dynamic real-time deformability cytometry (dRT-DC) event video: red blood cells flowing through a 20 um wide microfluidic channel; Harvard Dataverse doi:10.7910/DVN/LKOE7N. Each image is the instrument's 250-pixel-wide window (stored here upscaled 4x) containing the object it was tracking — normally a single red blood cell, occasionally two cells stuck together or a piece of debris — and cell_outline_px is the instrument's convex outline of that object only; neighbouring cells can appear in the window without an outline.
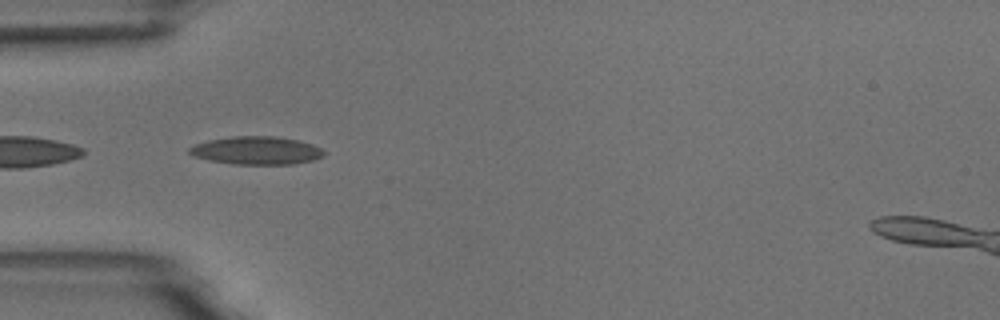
{"species": "common noctule bat (a hibernating species)", "species_latin": "Nyctalus noctula", "temperature_condition": "room temperature", "stored_images_in_passage": 6, "camera_frame_rate_fps": 3000, "um_per_image_px": 0.085, "animal": {"sex": "male", "body_mass_g": 18.8}, "frame": {"image": 1, "passage_image": 5, "time_ms": 4.667, "image_size_px": [1000, 320], "cell_outline_px": [[324, 156], [312, 160], [292, 164], [232, 164], [208, 160], [196, 156], [188, 152], [188, 148], [196, 144], [208, 140], [232, 136], [276, 136], [296, 140], [312, 144], [320, 148], [324, 152]], "centroid_in_image_um": [21.79, 12.79], "position_along_channel_um": 63.2, "area_um2": 21.85}}